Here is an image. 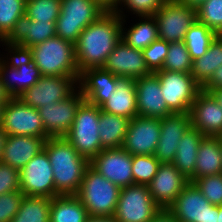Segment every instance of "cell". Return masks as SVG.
<instances>
[{
	"label": "cell",
	"mask_w": 222,
	"mask_h": 222,
	"mask_svg": "<svg viewBox=\"0 0 222 222\" xmlns=\"http://www.w3.org/2000/svg\"><path fill=\"white\" fill-rule=\"evenodd\" d=\"M61 0H26L25 14L32 21L56 22Z\"/></svg>",
	"instance_id": "cell-35"
},
{
	"label": "cell",
	"mask_w": 222,
	"mask_h": 222,
	"mask_svg": "<svg viewBox=\"0 0 222 222\" xmlns=\"http://www.w3.org/2000/svg\"><path fill=\"white\" fill-rule=\"evenodd\" d=\"M117 76L103 67L85 69L80 73L78 88L90 104L100 107L116 90Z\"/></svg>",
	"instance_id": "cell-24"
},
{
	"label": "cell",
	"mask_w": 222,
	"mask_h": 222,
	"mask_svg": "<svg viewBox=\"0 0 222 222\" xmlns=\"http://www.w3.org/2000/svg\"><path fill=\"white\" fill-rule=\"evenodd\" d=\"M135 79L117 76L116 90L100 109L109 114L133 119L138 116Z\"/></svg>",
	"instance_id": "cell-26"
},
{
	"label": "cell",
	"mask_w": 222,
	"mask_h": 222,
	"mask_svg": "<svg viewBox=\"0 0 222 222\" xmlns=\"http://www.w3.org/2000/svg\"><path fill=\"white\" fill-rule=\"evenodd\" d=\"M159 138V118L136 116L130 120L122 148L131 155H154Z\"/></svg>",
	"instance_id": "cell-18"
},
{
	"label": "cell",
	"mask_w": 222,
	"mask_h": 222,
	"mask_svg": "<svg viewBox=\"0 0 222 222\" xmlns=\"http://www.w3.org/2000/svg\"><path fill=\"white\" fill-rule=\"evenodd\" d=\"M19 176L20 191L24 196L55 197L53 170L44 150L19 170Z\"/></svg>",
	"instance_id": "cell-14"
},
{
	"label": "cell",
	"mask_w": 222,
	"mask_h": 222,
	"mask_svg": "<svg viewBox=\"0 0 222 222\" xmlns=\"http://www.w3.org/2000/svg\"><path fill=\"white\" fill-rule=\"evenodd\" d=\"M193 61L183 41L169 43L168 53L161 70L191 73Z\"/></svg>",
	"instance_id": "cell-37"
},
{
	"label": "cell",
	"mask_w": 222,
	"mask_h": 222,
	"mask_svg": "<svg viewBox=\"0 0 222 222\" xmlns=\"http://www.w3.org/2000/svg\"><path fill=\"white\" fill-rule=\"evenodd\" d=\"M121 188L107 180L90 165L86 168L75 195L91 217H113Z\"/></svg>",
	"instance_id": "cell-4"
},
{
	"label": "cell",
	"mask_w": 222,
	"mask_h": 222,
	"mask_svg": "<svg viewBox=\"0 0 222 222\" xmlns=\"http://www.w3.org/2000/svg\"><path fill=\"white\" fill-rule=\"evenodd\" d=\"M23 197L20 190L0 195V222H10L14 218Z\"/></svg>",
	"instance_id": "cell-43"
},
{
	"label": "cell",
	"mask_w": 222,
	"mask_h": 222,
	"mask_svg": "<svg viewBox=\"0 0 222 222\" xmlns=\"http://www.w3.org/2000/svg\"><path fill=\"white\" fill-rule=\"evenodd\" d=\"M89 165L120 188L134 184L132 155L123 148L103 149Z\"/></svg>",
	"instance_id": "cell-16"
},
{
	"label": "cell",
	"mask_w": 222,
	"mask_h": 222,
	"mask_svg": "<svg viewBox=\"0 0 222 222\" xmlns=\"http://www.w3.org/2000/svg\"><path fill=\"white\" fill-rule=\"evenodd\" d=\"M4 105L5 104L0 103V127H1V124H2V116H3Z\"/></svg>",
	"instance_id": "cell-54"
},
{
	"label": "cell",
	"mask_w": 222,
	"mask_h": 222,
	"mask_svg": "<svg viewBox=\"0 0 222 222\" xmlns=\"http://www.w3.org/2000/svg\"><path fill=\"white\" fill-rule=\"evenodd\" d=\"M155 155H132L134 184L149 185L160 166Z\"/></svg>",
	"instance_id": "cell-38"
},
{
	"label": "cell",
	"mask_w": 222,
	"mask_h": 222,
	"mask_svg": "<svg viewBox=\"0 0 222 222\" xmlns=\"http://www.w3.org/2000/svg\"><path fill=\"white\" fill-rule=\"evenodd\" d=\"M188 183L173 163H161L148 187L152 199L162 209H168Z\"/></svg>",
	"instance_id": "cell-21"
},
{
	"label": "cell",
	"mask_w": 222,
	"mask_h": 222,
	"mask_svg": "<svg viewBox=\"0 0 222 222\" xmlns=\"http://www.w3.org/2000/svg\"><path fill=\"white\" fill-rule=\"evenodd\" d=\"M106 12H114L121 0H94Z\"/></svg>",
	"instance_id": "cell-47"
},
{
	"label": "cell",
	"mask_w": 222,
	"mask_h": 222,
	"mask_svg": "<svg viewBox=\"0 0 222 222\" xmlns=\"http://www.w3.org/2000/svg\"><path fill=\"white\" fill-rule=\"evenodd\" d=\"M192 127L204 136H222V108L214 97L201 90L190 109Z\"/></svg>",
	"instance_id": "cell-23"
},
{
	"label": "cell",
	"mask_w": 222,
	"mask_h": 222,
	"mask_svg": "<svg viewBox=\"0 0 222 222\" xmlns=\"http://www.w3.org/2000/svg\"><path fill=\"white\" fill-rule=\"evenodd\" d=\"M130 120L100 109L98 133L102 149L122 148Z\"/></svg>",
	"instance_id": "cell-29"
},
{
	"label": "cell",
	"mask_w": 222,
	"mask_h": 222,
	"mask_svg": "<svg viewBox=\"0 0 222 222\" xmlns=\"http://www.w3.org/2000/svg\"><path fill=\"white\" fill-rule=\"evenodd\" d=\"M135 86L138 116L162 119L172 114L155 73L136 79Z\"/></svg>",
	"instance_id": "cell-22"
},
{
	"label": "cell",
	"mask_w": 222,
	"mask_h": 222,
	"mask_svg": "<svg viewBox=\"0 0 222 222\" xmlns=\"http://www.w3.org/2000/svg\"><path fill=\"white\" fill-rule=\"evenodd\" d=\"M105 12L94 0H61L56 36L76 44L81 32Z\"/></svg>",
	"instance_id": "cell-6"
},
{
	"label": "cell",
	"mask_w": 222,
	"mask_h": 222,
	"mask_svg": "<svg viewBox=\"0 0 222 222\" xmlns=\"http://www.w3.org/2000/svg\"><path fill=\"white\" fill-rule=\"evenodd\" d=\"M85 100L79 88L66 99L38 108L45 132L50 137H64L74 122L80 104Z\"/></svg>",
	"instance_id": "cell-15"
},
{
	"label": "cell",
	"mask_w": 222,
	"mask_h": 222,
	"mask_svg": "<svg viewBox=\"0 0 222 222\" xmlns=\"http://www.w3.org/2000/svg\"><path fill=\"white\" fill-rule=\"evenodd\" d=\"M220 139V145H221V151H222V136H219Z\"/></svg>",
	"instance_id": "cell-55"
},
{
	"label": "cell",
	"mask_w": 222,
	"mask_h": 222,
	"mask_svg": "<svg viewBox=\"0 0 222 222\" xmlns=\"http://www.w3.org/2000/svg\"><path fill=\"white\" fill-rule=\"evenodd\" d=\"M168 49L169 43L165 40L157 39L142 50L146 65L152 73L162 69Z\"/></svg>",
	"instance_id": "cell-42"
},
{
	"label": "cell",
	"mask_w": 222,
	"mask_h": 222,
	"mask_svg": "<svg viewBox=\"0 0 222 222\" xmlns=\"http://www.w3.org/2000/svg\"><path fill=\"white\" fill-rule=\"evenodd\" d=\"M139 22L128 28H124L125 19H122V35L129 46L135 49L143 50L153 41L158 39L157 23L153 16H139ZM127 31V32H126Z\"/></svg>",
	"instance_id": "cell-32"
},
{
	"label": "cell",
	"mask_w": 222,
	"mask_h": 222,
	"mask_svg": "<svg viewBox=\"0 0 222 222\" xmlns=\"http://www.w3.org/2000/svg\"><path fill=\"white\" fill-rule=\"evenodd\" d=\"M26 0H0V37L4 40L15 22L25 15Z\"/></svg>",
	"instance_id": "cell-36"
},
{
	"label": "cell",
	"mask_w": 222,
	"mask_h": 222,
	"mask_svg": "<svg viewBox=\"0 0 222 222\" xmlns=\"http://www.w3.org/2000/svg\"><path fill=\"white\" fill-rule=\"evenodd\" d=\"M150 222H178V221L168 209H161V211Z\"/></svg>",
	"instance_id": "cell-46"
},
{
	"label": "cell",
	"mask_w": 222,
	"mask_h": 222,
	"mask_svg": "<svg viewBox=\"0 0 222 222\" xmlns=\"http://www.w3.org/2000/svg\"><path fill=\"white\" fill-rule=\"evenodd\" d=\"M7 137H8V134L0 127V162L3 156L4 146H5Z\"/></svg>",
	"instance_id": "cell-50"
},
{
	"label": "cell",
	"mask_w": 222,
	"mask_h": 222,
	"mask_svg": "<svg viewBox=\"0 0 222 222\" xmlns=\"http://www.w3.org/2000/svg\"><path fill=\"white\" fill-rule=\"evenodd\" d=\"M218 34L206 25L196 21L186 32L183 42L190 54L191 60L202 57L211 42Z\"/></svg>",
	"instance_id": "cell-34"
},
{
	"label": "cell",
	"mask_w": 222,
	"mask_h": 222,
	"mask_svg": "<svg viewBox=\"0 0 222 222\" xmlns=\"http://www.w3.org/2000/svg\"><path fill=\"white\" fill-rule=\"evenodd\" d=\"M217 88H222V65L214 71L210 80L202 87V90L208 92Z\"/></svg>",
	"instance_id": "cell-45"
},
{
	"label": "cell",
	"mask_w": 222,
	"mask_h": 222,
	"mask_svg": "<svg viewBox=\"0 0 222 222\" xmlns=\"http://www.w3.org/2000/svg\"><path fill=\"white\" fill-rule=\"evenodd\" d=\"M121 35L122 18L115 12H105L89 24L75 44V59L79 72L103 67L108 55L121 40Z\"/></svg>",
	"instance_id": "cell-1"
},
{
	"label": "cell",
	"mask_w": 222,
	"mask_h": 222,
	"mask_svg": "<svg viewBox=\"0 0 222 222\" xmlns=\"http://www.w3.org/2000/svg\"><path fill=\"white\" fill-rule=\"evenodd\" d=\"M100 107L84 100L77 109L69 132L64 136L89 161L102 151L99 138Z\"/></svg>",
	"instance_id": "cell-5"
},
{
	"label": "cell",
	"mask_w": 222,
	"mask_h": 222,
	"mask_svg": "<svg viewBox=\"0 0 222 222\" xmlns=\"http://www.w3.org/2000/svg\"><path fill=\"white\" fill-rule=\"evenodd\" d=\"M10 57H0V78L5 90L12 98H18L42 77L40 69L26 52L7 49ZM9 59V60H8ZM11 78V79H10Z\"/></svg>",
	"instance_id": "cell-7"
},
{
	"label": "cell",
	"mask_w": 222,
	"mask_h": 222,
	"mask_svg": "<svg viewBox=\"0 0 222 222\" xmlns=\"http://www.w3.org/2000/svg\"><path fill=\"white\" fill-rule=\"evenodd\" d=\"M204 135L196 128L190 127L182 136L173 160L175 167L189 180L195 181V166L198 148Z\"/></svg>",
	"instance_id": "cell-27"
},
{
	"label": "cell",
	"mask_w": 222,
	"mask_h": 222,
	"mask_svg": "<svg viewBox=\"0 0 222 222\" xmlns=\"http://www.w3.org/2000/svg\"><path fill=\"white\" fill-rule=\"evenodd\" d=\"M222 173V151L219 137L204 136L198 148L195 180Z\"/></svg>",
	"instance_id": "cell-28"
},
{
	"label": "cell",
	"mask_w": 222,
	"mask_h": 222,
	"mask_svg": "<svg viewBox=\"0 0 222 222\" xmlns=\"http://www.w3.org/2000/svg\"><path fill=\"white\" fill-rule=\"evenodd\" d=\"M85 222H118L114 217H91L89 216Z\"/></svg>",
	"instance_id": "cell-51"
},
{
	"label": "cell",
	"mask_w": 222,
	"mask_h": 222,
	"mask_svg": "<svg viewBox=\"0 0 222 222\" xmlns=\"http://www.w3.org/2000/svg\"><path fill=\"white\" fill-rule=\"evenodd\" d=\"M43 150L52 166L55 197L76 195L89 160L80 155L65 137H49Z\"/></svg>",
	"instance_id": "cell-2"
},
{
	"label": "cell",
	"mask_w": 222,
	"mask_h": 222,
	"mask_svg": "<svg viewBox=\"0 0 222 222\" xmlns=\"http://www.w3.org/2000/svg\"><path fill=\"white\" fill-rule=\"evenodd\" d=\"M51 198L24 196L19 210L10 222H49Z\"/></svg>",
	"instance_id": "cell-33"
},
{
	"label": "cell",
	"mask_w": 222,
	"mask_h": 222,
	"mask_svg": "<svg viewBox=\"0 0 222 222\" xmlns=\"http://www.w3.org/2000/svg\"><path fill=\"white\" fill-rule=\"evenodd\" d=\"M88 217L86 208L75 195L51 198L49 222H85Z\"/></svg>",
	"instance_id": "cell-30"
},
{
	"label": "cell",
	"mask_w": 222,
	"mask_h": 222,
	"mask_svg": "<svg viewBox=\"0 0 222 222\" xmlns=\"http://www.w3.org/2000/svg\"><path fill=\"white\" fill-rule=\"evenodd\" d=\"M222 65V35H217L208 47L207 52L193 60L191 75L203 87L214 71Z\"/></svg>",
	"instance_id": "cell-31"
},
{
	"label": "cell",
	"mask_w": 222,
	"mask_h": 222,
	"mask_svg": "<svg viewBox=\"0 0 222 222\" xmlns=\"http://www.w3.org/2000/svg\"><path fill=\"white\" fill-rule=\"evenodd\" d=\"M19 170L0 162V195L20 190Z\"/></svg>",
	"instance_id": "cell-44"
},
{
	"label": "cell",
	"mask_w": 222,
	"mask_h": 222,
	"mask_svg": "<svg viewBox=\"0 0 222 222\" xmlns=\"http://www.w3.org/2000/svg\"><path fill=\"white\" fill-rule=\"evenodd\" d=\"M1 128L8 135L50 137L45 132L38 109L28 106L20 98H11L5 103Z\"/></svg>",
	"instance_id": "cell-12"
},
{
	"label": "cell",
	"mask_w": 222,
	"mask_h": 222,
	"mask_svg": "<svg viewBox=\"0 0 222 222\" xmlns=\"http://www.w3.org/2000/svg\"><path fill=\"white\" fill-rule=\"evenodd\" d=\"M49 137L8 135L1 159L2 163L21 170L35 155L43 149Z\"/></svg>",
	"instance_id": "cell-25"
},
{
	"label": "cell",
	"mask_w": 222,
	"mask_h": 222,
	"mask_svg": "<svg viewBox=\"0 0 222 222\" xmlns=\"http://www.w3.org/2000/svg\"><path fill=\"white\" fill-rule=\"evenodd\" d=\"M157 23L158 39L167 43L183 41L187 30L197 21V13L175 0H167L153 15Z\"/></svg>",
	"instance_id": "cell-10"
},
{
	"label": "cell",
	"mask_w": 222,
	"mask_h": 222,
	"mask_svg": "<svg viewBox=\"0 0 222 222\" xmlns=\"http://www.w3.org/2000/svg\"><path fill=\"white\" fill-rule=\"evenodd\" d=\"M166 1L167 0H121L118 8L114 12L122 19H125L126 16L123 13V7L128 9V12H133V15L135 14L136 16H153ZM119 6H122V10Z\"/></svg>",
	"instance_id": "cell-40"
},
{
	"label": "cell",
	"mask_w": 222,
	"mask_h": 222,
	"mask_svg": "<svg viewBox=\"0 0 222 222\" xmlns=\"http://www.w3.org/2000/svg\"><path fill=\"white\" fill-rule=\"evenodd\" d=\"M12 97L9 93L5 90V87L0 78V103L5 104L7 103Z\"/></svg>",
	"instance_id": "cell-49"
},
{
	"label": "cell",
	"mask_w": 222,
	"mask_h": 222,
	"mask_svg": "<svg viewBox=\"0 0 222 222\" xmlns=\"http://www.w3.org/2000/svg\"><path fill=\"white\" fill-rule=\"evenodd\" d=\"M193 183L211 204L222 205V173L198 178Z\"/></svg>",
	"instance_id": "cell-41"
},
{
	"label": "cell",
	"mask_w": 222,
	"mask_h": 222,
	"mask_svg": "<svg viewBox=\"0 0 222 222\" xmlns=\"http://www.w3.org/2000/svg\"><path fill=\"white\" fill-rule=\"evenodd\" d=\"M177 3L184 4L192 9L197 10L207 0H175Z\"/></svg>",
	"instance_id": "cell-48"
},
{
	"label": "cell",
	"mask_w": 222,
	"mask_h": 222,
	"mask_svg": "<svg viewBox=\"0 0 222 222\" xmlns=\"http://www.w3.org/2000/svg\"><path fill=\"white\" fill-rule=\"evenodd\" d=\"M56 36V22L32 21L26 14L21 16L3 40L6 49L25 52L30 47Z\"/></svg>",
	"instance_id": "cell-17"
},
{
	"label": "cell",
	"mask_w": 222,
	"mask_h": 222,
	"mask_svg": "<svg viewBox=\"0 0 222 222\" xmlns=\"http://www.w3.org/2000/svg\"><path fill=\"white\" fill-rule=\"evenodd\" d=\"M40 69L42 76H80L75 44L55 36L25 51Z\"/></svg>",
	"instance_id": "cell-3"
},
{
	"label": "cell",
	"mask_w": 222,
	"mask_h": 222,
	"mask_svg": "<svg viewBox=\"0 0 222 222\" xmlns=\"http://www.w3.org/2000/svg\"><path fill=\"white\" fill-rule=\"evenodd\" d=\"M168 210L178 222H218V205L211 204L192 182L184 187Z\"/></svg>",
	"instance_id": "cell-11"
},
{
	"label": "cell",
	"mask_w": 222,
	"mask_h": 222,
	"mask_svg": "<svg viewBox=\"0 0 222 222\" xmlns=\"http://www.w3.org/2000/svg\"><path fill=\"white\" fill-rule=\"evenodd\" d=\"M161 209L147 185L132 184L121 188L113 217L118 222H150Z\"/></svg>",
	"instance_id": "cell-9"
},
{
	"label": "cell",
	"mask_w": 222,
	"mask_h": 222,
	"mask_svg": "<svg viewBox=\"0 0 222 222\" xmlns=\"http://www.w3.org/2000/svg\"><path fill=\"white\" fill-rule=\"evenodd\" d=\"M196 13L199 23L222 35V0H207Z\"/></svg>",
	"instance_id": "cell-39"
},
{
	"label": "cell",
	"mask_w": 222,
	"mask_h": 222,
	"mask_svg": "<svg viewBox=\"0 0 222 222\" xmlns=\"http://www.w3.org/2000/svg\"><path fill=\"white\" fill-rule=\"evenodd\" d=\"M192 126L190 112L172 113L160 119V138L155 157L160 163H172L179 141Z\"/></svg>",
	"instance_id": "cell-19"
},
{
	"label": "cell",
	"mask_w": 222,
	"mask_h": 222,
	"mask_svg": "<svg viewBox=\"0 0 222 222\" xmlns=\"http://www.w3.org/2000/svg\"><path fill=\"white\" fill-rule=\"evenodd\" d=\"M222 108V88L211 89L208 91Z\"/></svg>",
	"instance_id": "cell-52"
},
{
	"label": "cell",
	"mask_w": 222,
	"mask_h": 222,
	"mask_svg": "<svg viewBox=\"0 0 222 222\" xmlns=\"http://www.w3.org/2000/svg\"><path fill=\"white\" fill-rule=\"evenodd\" d=\"M80 76H42L39 81L23 92L20 98L33 108L51 105L66 99L78 88Z\"/></svg>",
	"instance_id": "cell-13"
},
{
	"label": "cell",
	"mask_w": 222,
	"mask_h": 222,
	"mask_svg": "<svg viewBox=\"0 0 222 222\" xmlns=\"http://www.w3.org/2000/svg\"><path fill=\"white\" fill-rule=\"evenodd\" d=\"M159 79L160 88L166 105L172 113L190 112L202 87L191 73L158 70L154 72Z\"/></svg>",
	"instance_id": "cell-8"
},
{
	"label": "cell",
	"mask_w": 222,
	"mask_h": 222,
	"mask_svg": "<svg viewBox=\"0 0 222 222\" xmlns=\"http://www.w3.org/2000/svg\"><path fill=\"white\" fill-rule=\"evenodd\" d=\"M218 222H222V205H218Z\"/></svg>",
	"instance_id": "cell-53"
},
{
	"label": "cell",
	"mask_w": 222,
	"mask_h": 222,
	"mask_svg": "<svg viewBox=\"0 0 222 222\" xmlns=\"http://www.w3.org/2000/svg\"><path fill=\"white\" fill-rule=\"evenodd\" d=\"M103 68L118 77L135 80L152 73L146 65L142 50L132 48L122 39L108 55Z\"/></svg>",
	"instance_id": "cell-20"
}]
</instances>
